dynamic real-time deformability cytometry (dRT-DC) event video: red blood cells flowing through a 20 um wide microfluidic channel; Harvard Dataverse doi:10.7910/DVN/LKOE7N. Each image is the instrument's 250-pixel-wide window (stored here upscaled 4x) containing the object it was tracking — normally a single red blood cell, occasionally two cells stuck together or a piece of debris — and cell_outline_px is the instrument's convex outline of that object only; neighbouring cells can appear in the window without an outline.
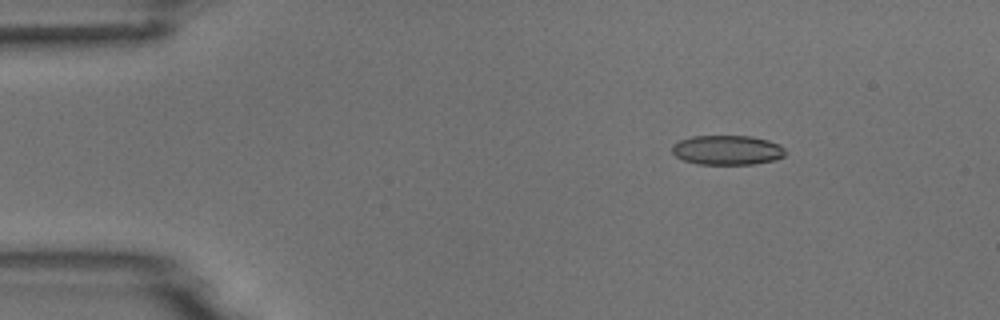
{"species": "common noctule bat (a hibernating species)", "species_latin": "Nyctalus noctula", "temperature_condition": "room temperature", "stored_images_in_passage": 6, "camera_frame_rate_fps": 3000, "um_per_image_px": 0.085, "animal": {"sex": "male", "body_mass_g": 18.8}, "frame": {"image": 1, "passage_image": 3, "time_ms": 2.333, "image_size_px": [1000, 320], "cell_outline_px": [[784, 156], [772, 160], [756, 164], [696, 164], [684, 160], [676, 156], [672, 152], [672, 144], [680, 140], [692, 136], [752, 136], [768, 140], [780, 144], [784, 148]], "centroid_in_image_um": [61.8, 12.75], "position_along_channel_um": 23.2, "area_um2": 19.54}}